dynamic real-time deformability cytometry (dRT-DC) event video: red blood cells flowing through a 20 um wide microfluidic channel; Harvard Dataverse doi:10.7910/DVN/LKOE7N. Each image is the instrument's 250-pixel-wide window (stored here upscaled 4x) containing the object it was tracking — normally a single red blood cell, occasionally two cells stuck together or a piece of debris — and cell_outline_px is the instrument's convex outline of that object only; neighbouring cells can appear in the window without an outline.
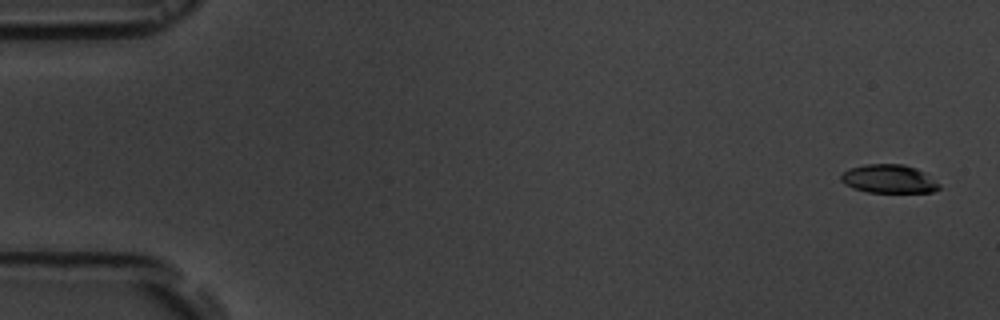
{"species": "common noctule bat (a hibernating species)", "species_latin": "Nyctalus noctula", "temperature_condition": "room temperature", "stored_images_in_passage": 5, "camera_frame_rate_fps": 3000, "um_per_image_px": 0.085, "animal": {"sex": "male", "body_mass_g": 19.5, "forearm_length_mm": 54.6}, "frame": {"image": 1, "passage_image": 1, "time_ms": 0.0, "image_size_px": [1000, 320], "cell_outline_px": [[940, 188], [932, 192], [868, 192], [852, 188], [844, 184], [840, 180], [840, 176], [848, 168], [864, 164], [904, 164], [916, 168], [924, 172], [940, 184]], "centroid_in_image_um": [75.53, 15.2], "position_along_channel_um": 9.5, "area_um2": 16.42}}
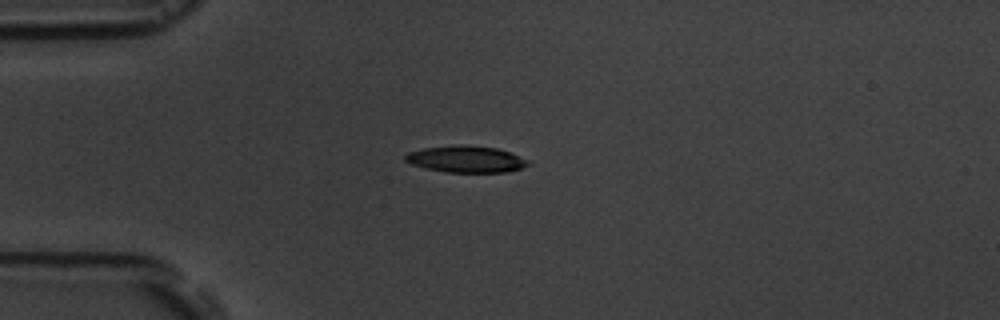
{"frame": {"image": 2, "passage_image": 5, "time_ms": 4.333, "image_size_px": [1000, 320], "cell_outline_px": [[532, 164], [508, 172], [444, 172], [412, 164], [404, 160], [404, 156], [408, 152], [424, 148], [460, 144], [468, 144], [496, 148], [508, 152], [528, 160]], "centroid_in_image_um": [39.61, 13.52], "position_along_channel_um": 45.4, "area_um2": 19.02}}